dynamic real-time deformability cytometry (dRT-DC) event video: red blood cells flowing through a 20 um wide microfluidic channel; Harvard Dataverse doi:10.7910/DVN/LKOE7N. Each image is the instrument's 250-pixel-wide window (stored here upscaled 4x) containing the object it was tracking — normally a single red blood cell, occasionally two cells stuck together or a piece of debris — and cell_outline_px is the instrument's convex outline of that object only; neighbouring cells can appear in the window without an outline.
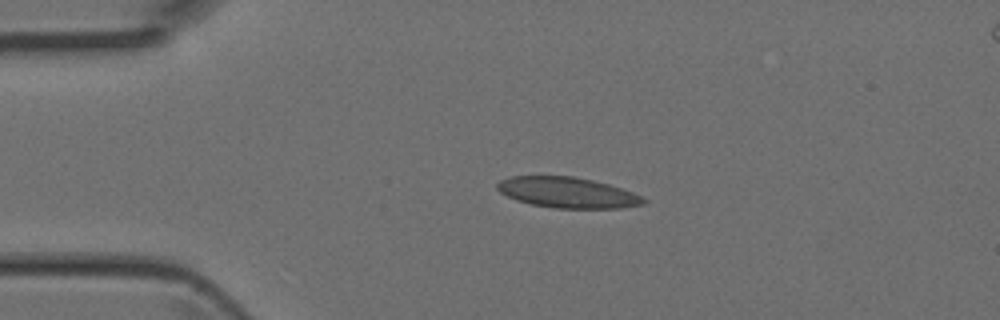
{"species": "Egyptian fruit bat (a non-hibernating species)", "species_latin": "Rousettus aegyptiacus", "temperature_condition": "room temperature", "stored_images_in_passage": 5, "camera_frame_rate_fps": 3000, "um_per_image_px": 0.085, "animal": {"sex": "female"}, "frame": {"image": 1, "passage_image": 3, "time_ms": 0.667, "image_size_px": [1000, 320], "cell_outline_px": [[648, 200], [644, 204], [620, 208], [552, 208], [532, 204], [516, 200], [500, 192], [496, 188], [496, 184], [500, 180], [512, 176], [572, 176], [592, 180], [608, 184], [632, 192]], "centroid_in_image_um": [48.22, 16.37], "position_along_channel_um": 36.8, "area_um2": 26.01}}